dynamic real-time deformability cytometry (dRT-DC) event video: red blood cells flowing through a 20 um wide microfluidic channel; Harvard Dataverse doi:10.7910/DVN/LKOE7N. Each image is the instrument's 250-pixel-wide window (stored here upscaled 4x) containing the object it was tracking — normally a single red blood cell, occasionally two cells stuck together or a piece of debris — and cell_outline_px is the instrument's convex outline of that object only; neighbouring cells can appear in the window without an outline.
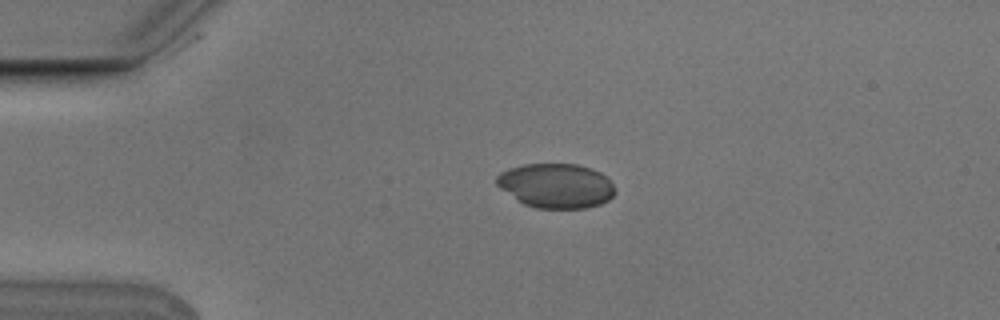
{"species": "Egyptian fruit bat (a non-hibernating species)", "species_latin": "Rousettus aegyptiacus", "temperature_condition": "cold", "stored_images_in_passage": 4, "camera_frame_rate_fps": 3000, "um_per_image_px": 0.085, "animal": {"sex": "male"}, "frame": {"image": 1, "passage_image": 3, "time_ms": 0.667, "image_size_px": [1000, 320], "cell_outline_px": [[616, 192], [608, 200], [600, 204], [584, 208], [536, 208], [524, 204], [500, 188], [496, 184], [496, 176], [500, 172], [508, 168], [524, 164], [576, 164], [592, 168], [600, 172], [612, 184]], "centroid_in_image_um": [47.25, 15.78], "position_along_channel_um": 37.8, "area_um2": 30.63}}